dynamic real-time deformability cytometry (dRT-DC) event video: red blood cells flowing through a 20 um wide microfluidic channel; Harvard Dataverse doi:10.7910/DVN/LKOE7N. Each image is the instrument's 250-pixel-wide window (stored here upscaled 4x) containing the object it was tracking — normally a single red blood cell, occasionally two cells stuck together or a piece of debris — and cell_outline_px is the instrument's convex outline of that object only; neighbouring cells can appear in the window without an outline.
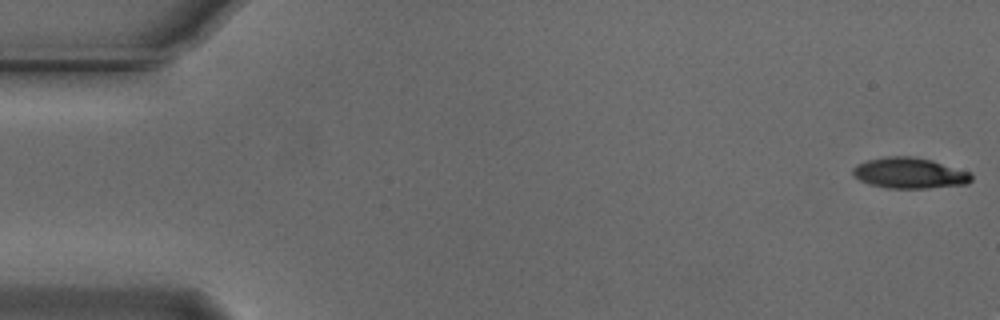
{"species": "Egyptian fruit bat (a non-hibernating species)", "species_latin": "Rousettus aegyptiacus", "temperature_condition": "cold", "stored_images_in_passage": 54, "camera_frame_rate_fps": 3000, "um_per_image_px": 0.085, "animal": {"sex": "male"}, "frame": {"image": 1, "passage_image": 1, "time_ms": 0.0, "image_size_px": [1000, 320], "cell_outline_px": [[972, 180], [968, 184], [928, 188], [884, 188], [868, 184], [860, 180], [852, 172], [852, 168], [856, 164], [868, 160], [888, 156], [912, 156], [932, 160], [972, 172]], "centroid_in_image_um": [77.33, 14.71], "position_along_channel_um": 7.7, "area_um2": 21.44}}
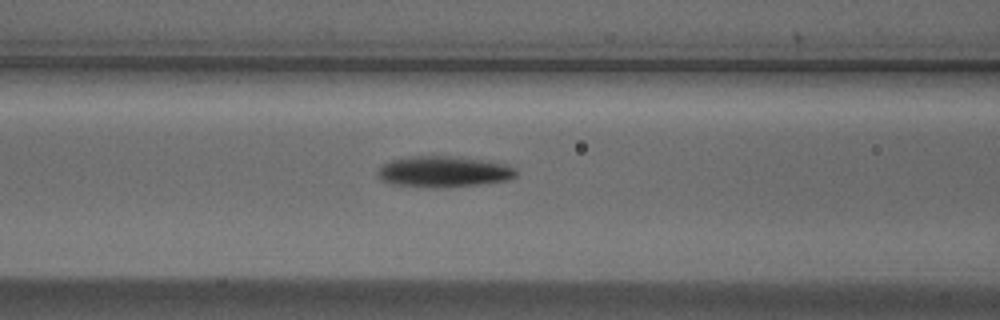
{"frame": {"image": 2, "passage_image": 22, "time_ms": 7.0, "image_size_px": [1000, 320], "cell_outline_px": [[516, 176], [508, 180], [480, 184], [444, 188], [432, 188], [392, 184], [380, 180], [376, 176], [376, 172], [384, 164], [392, 160], [412, 156], [460, 156], [488, 160], [508, 164], [516, 168]], "centroid_in_image_um": [37.73, 14.59], "position_along_channel_um": 128.9, "area_um2": 25.49}}
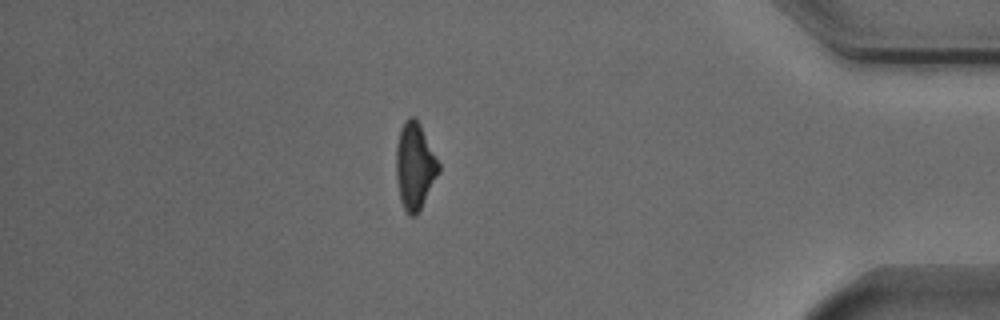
{"frame": {"image": 3, "passage_image": 47, "time_ms": 15.333, "image_size_px": [1000, 320], "cell_outline_px": [[440, 172], [416, 216], [408, 216], [400, 200], [396, 176], [396, 148], [400, 128], [404, 120], [408, 116], [412, 116], [420, 124], [440, 164]], "centroid_in_image_um": [35.25, 14.11], "position_along_channel_um": 399.9, "area_um2": 21.5}, "authors_computed_cell_mechanics": {"area_um2": 22.1085, "velocity_mm_per_s": 3.7475, "shape_relaxation_time_tau1_ms": 2.6938, "shape_relaxation_time_tau2_ms": null, "deformation_change_tau1": 0.1176, "deformation_change_tau2": null}}